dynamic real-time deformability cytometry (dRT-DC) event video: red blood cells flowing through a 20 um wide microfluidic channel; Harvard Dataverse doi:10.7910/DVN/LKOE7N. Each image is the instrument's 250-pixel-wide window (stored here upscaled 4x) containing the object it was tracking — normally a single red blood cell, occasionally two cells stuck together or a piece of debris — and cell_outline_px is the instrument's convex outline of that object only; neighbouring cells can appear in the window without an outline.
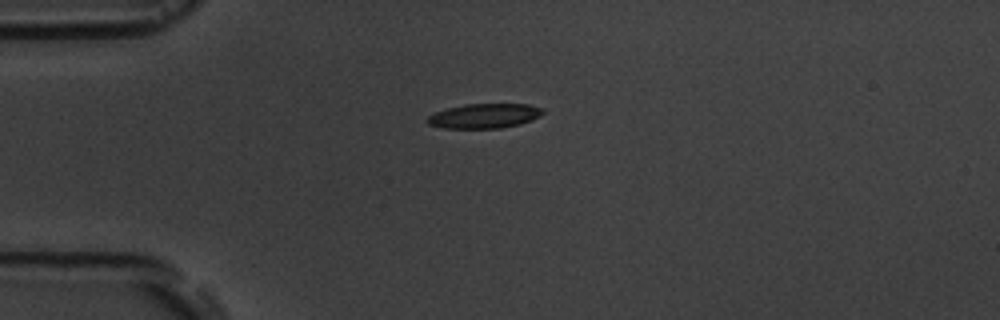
{"species": "common noctule bat (a hibernating species)", "species_latin": "Nyctalus noctula", "temperature_condition": "room temperature", "stored_images_in_passage": 10, "camera_frame_rate_fps": 3000, "um_per_image_px": 0.085, "animal": {"sex": "male", "body_mass_g": 19.5, "forearm_length_mm": 54.6}, "frame": {"image": 1, "passage_image": 1, "time_ms": 0.0, "image_size_px": [1000, 320], "cell_outline_px": [[544, 112], [540, 116], [532, 120], [520, 124], [500, 128], [444, 128], [428, 124], [428, 116], [436, 112], [448, 108], [464, 104], [528, 104], [544, 108]], "centroid_in_image_um": [41.21, 9.85], "position_along_channel_um": 43.8, "area_um2": 16.53}}
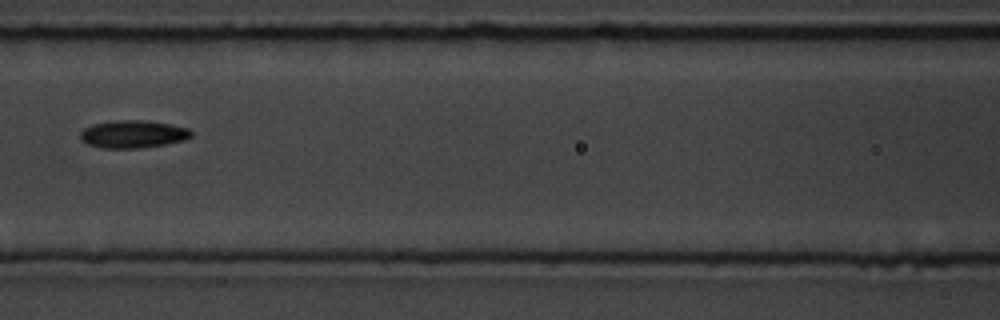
{"frame": {"image": 2, "passage_image": 4, "time_ms": 3.667, "image_size_px": [1000, 320], "cell_outline_px": [[192, 136], [184, 140], [164, 144], [140, 148], [104, 148], [88, 144], [80, 136], [80, 132], [84, 128], [92, 124], [112, 120], [144, 120], [168, 124], [188, 128], [192, 132]], "centroid_in_image_um": [11.3, 11.39], "position_along_channel_um": 155.3, "area_um2": 17.74}}
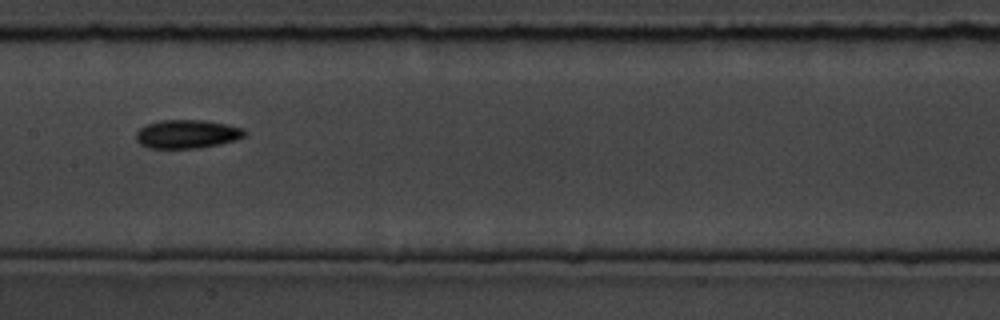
{"frame": {"image": 3, "passage_image": 5, "time_ms": 4.667, "image_size_px": [1000, 320], "cell_outline_px": [[248, 132], [244, 136], [236, 140], [220, 144], [200, 148], [148, 148], [140, 144], [136, 140], [136, 132], [144, 124], [160, 120], [204, 120], [244, 128]], "centroid_in_image_um": [15.89, 11.39], "position_along_channel_um": 191.5, "area_um2": 18.26}, "authors_computed_cell_mechanics": {"area_um2": 16.9354, "velocity_mm_per_s": 3.6374, "shape_relaxation_time_tau1_ms": 4.4096, "shape_relaxation_time_tau2_ms": null, "deformation_change_tau1": 0.1132, "deformation_change_tau2": null}}